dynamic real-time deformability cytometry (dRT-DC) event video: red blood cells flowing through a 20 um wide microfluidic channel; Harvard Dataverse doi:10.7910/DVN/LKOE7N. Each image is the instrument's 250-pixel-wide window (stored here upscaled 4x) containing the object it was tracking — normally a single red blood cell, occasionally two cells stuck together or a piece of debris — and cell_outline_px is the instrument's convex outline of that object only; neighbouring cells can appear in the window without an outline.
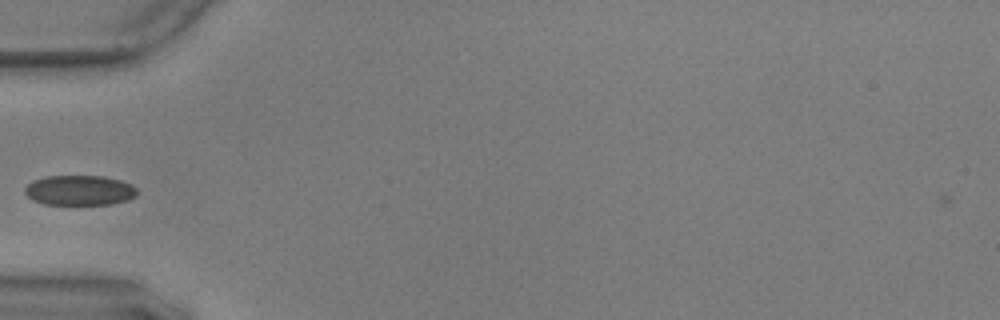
{"species": "common noctule bat (a hibernating species)", "species_latin": "Nyctalus noctula", "temperature_condition": "warm", "stored_images_in_passage": 39, "camera_frame_rate_fps": 3000, "um_per_image_px": 0.085, "animal": {"sex": "male", "body_mass_g": 17.9, "forearm_length_mm": 54.2}, "frame": {"image": 1, "passage_image": 2, "time_ms": 0.333, "image_size_px": [1000, 320], "cell_outline_px": [[136, 196], [128, 200], [112, 204], [44, 204], [32, 200], [24, 192], [24, 188], [32, 180], [44, 176], [104, 176], [120, 180], [132, 184], [136, 188]], "centroid_in_image_um": [6.75, 16.17], "position_along_channel_um": 78.3, "area_um2": 19.77}}
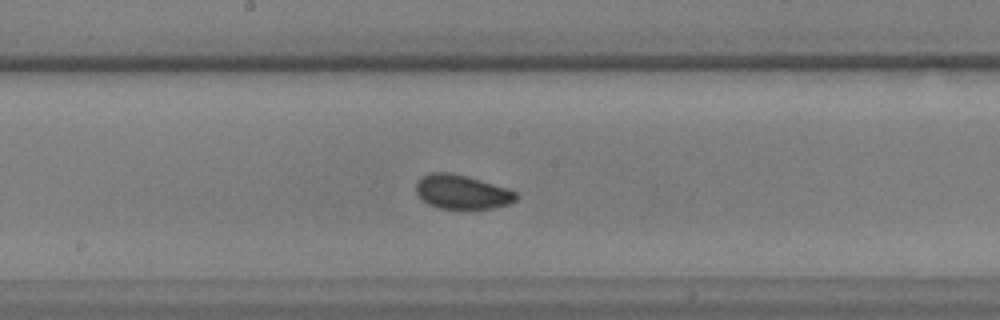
{"frame": {"image": 2, "passage_image": 13, "time_ms": 4.0, "image_size_px": [1000, 320], "cell_outline_px": [[520, 196], [516, 200], [508, 204], [492, 208], [436, 208], [428, 204], [416, 192], [416, 180], [420, 176], [432, 172], [448, 172], [480, 180], [508, 188], [516, 192]], "centroid_in_image_um": [39.26, 16.31], "position_along_channel_um": 208.9, "area_um2": 19.83}}
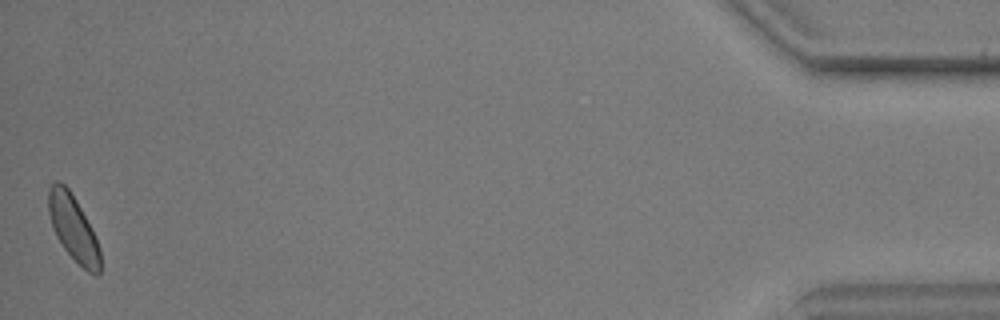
{"frame": {"image": 3, "passage_image": 39, "time_ms": 12.667, "image_size_px": [1000, 320], "cell_outline_px": [[100, 272], [96, 276], [88, 272], [64, 248], [56, 236], [52, 228], [48, 212], [48, 192], [52, 184], [56, 180], [60, 180], [68, 188], [76, 200], [92, 228], [100, 248]], "centroid_in_image_um": [6.22, 19.36], "position_along_channel_um": 429.0, "area_um2": 19.65}, "authors_computed_cell_mechanics": {"area_um2": 19.8254, "velocity_mm_per_s": 3.5416, "shape_relaxation_time_tau1_ms": 3.3035, "shape_relaxation_time_tau2_ms": null, "deformation_change_tau1": 0.0958, "deformation_change_tau2": null}}